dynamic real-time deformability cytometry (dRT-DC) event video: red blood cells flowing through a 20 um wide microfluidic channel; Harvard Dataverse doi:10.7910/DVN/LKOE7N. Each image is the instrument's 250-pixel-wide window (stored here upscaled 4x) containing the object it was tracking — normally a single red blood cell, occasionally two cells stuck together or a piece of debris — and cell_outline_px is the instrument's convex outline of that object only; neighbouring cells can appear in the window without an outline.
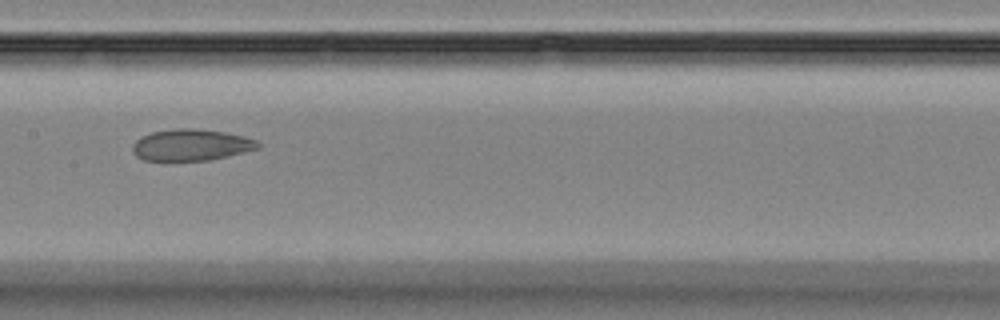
{"species": "Egyptian fruit bat (a non-hibernating species)", "species_latin": "Rousettus aegyptiacus", "temperature_condition": "room temperature", "stored_images_in_passage": 12, "camera_frame_rate_fps": 3000, "um_per_image_px": 0.085, "animal": {"sex": "female"}, "frame": {"image": 1, "passage_image": 9, "time_ms": 10.333, "image_size_px": [1000, 320], "cell_outline_px": [[260, 148], [208, 160], [144, 160], [136, 156], [132, 152], [132, 144], [140, 136], [152, 132], [176, 128], [192, 128], [224, 132], [244, 136], [256, 140], [260, 144]], "centroid_in_image_um": [16.21, 12.31], "position_along_channel_um": 191.2, "area_um2": 22.89}}